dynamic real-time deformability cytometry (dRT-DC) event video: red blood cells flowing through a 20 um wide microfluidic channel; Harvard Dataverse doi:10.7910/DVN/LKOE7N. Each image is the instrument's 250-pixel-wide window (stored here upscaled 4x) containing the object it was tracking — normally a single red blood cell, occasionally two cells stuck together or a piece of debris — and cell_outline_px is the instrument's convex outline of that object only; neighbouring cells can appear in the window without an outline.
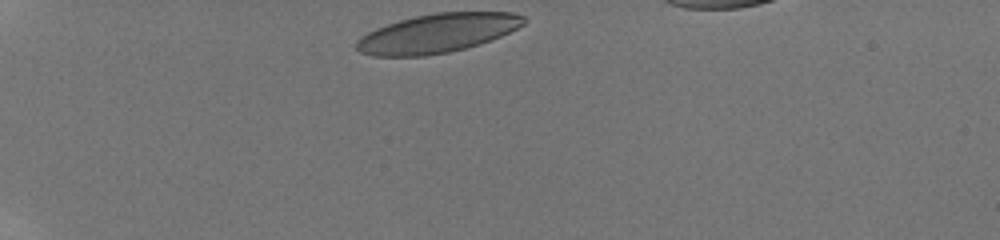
{"species": "human", "species_latin": "Homo sapiens", "temperature_condition": "room temperature", "stored_images_in_passage": 40, "camera_frame_rate_fps": 3000, "um_per_image_px": 0.085, "donor": {"sex": "male"}, "frame": {"image": 1, "passage_image": 1, "time_ms": 0.0, "image_size_px": [1000, 240], "cell_outline_px": [[528, 20], [524, 24], [500, 36], [480, 44], [448, 52], [424, 56], [372, 56], [360, 52], [356, 48], [356, 40], [360, 36], [376, 28], [400, 20], [416, 16], [436, 12], [512, 12], [524, 16]], "centroid_in_image_um": [37.17, 2.82], "position_along_channel_um": 47.8, "area_um2": 37.86}}
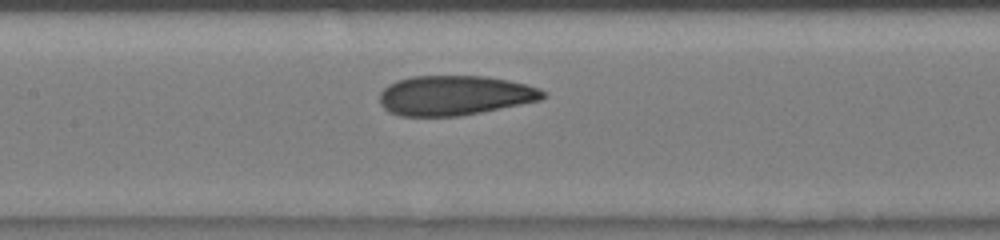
{"frame": {"image": 2, "passage_image": 11, "time_ms": 4.333, "image_size_px": [1000, 240], "cell_outline_px": [[544, 96], [540, 100], [460, 116], [400, 116], [388, 112], [380, 104], [380, 92], [388, 84], [396, 80], [412, 76], [484, 76], [508, 80], [540, 88], [544, 92]], "centroid_in_image_um": [38.59, 8.11], "position_along_channel_um": 168.8, "area_um2": 37.74}}
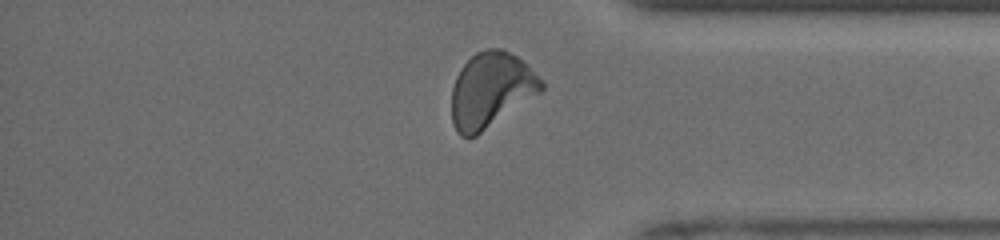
{"frame": {"image": 3, "passage_image": 33, "time_ms": 10.0, "image_size_px": [1000, 240], "cell_outline_px": [[544, 88], [540, 92], [476, 136], [460, 136], [456, 132], [452, 124], [452, 88], [456, 76], [460, 68], [476, 52], [488, 48], [504, 48], [516, 56], [544, 80]], "centroid_in_image_um": [41.71, 7.64], "position_along_channel_um": 393.5, "area_um2": 39.07}, "authors_computed_cell_mechanics": {"area_um2": 37.7434, "velocity_mm_per_s": 4.0561, "shape_relaxation_time_tau1_ms": 4.6252, "shape_relaxation_time_tau2_ms": 0.8044, "deformation_change_tau1": 0.1464, "deformation_change_tau2": 0.0528}}